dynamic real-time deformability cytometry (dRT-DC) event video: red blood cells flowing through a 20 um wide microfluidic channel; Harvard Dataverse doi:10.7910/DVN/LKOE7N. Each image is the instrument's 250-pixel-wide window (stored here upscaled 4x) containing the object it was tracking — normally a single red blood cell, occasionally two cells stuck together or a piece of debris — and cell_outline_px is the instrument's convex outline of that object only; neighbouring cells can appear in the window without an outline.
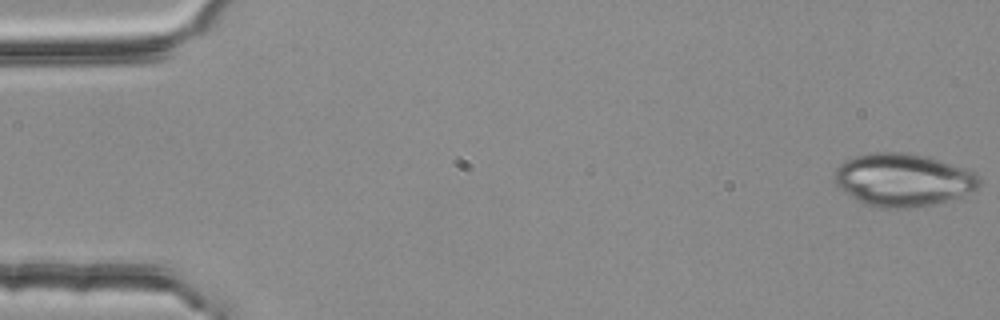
{"species": "common noctule bat (a hibernating species)", "species_latin": "Nyctalus noctula", "temperature_condition": "room temperature", "stored_images_in_passage": 4, "camera_frame_rate_fps": 3000, "um_per_image_px": 0.085, "animal": {"sex": "female", "body_mass_g": 25.1}, "frame": {"image": 1, "passage_image": 1, "time_ms": 0.0, "image_size_px": [1000, 320], "cell_outline_px": [[980, 184], [976, 188], [960, 196], [932, 204], [908, 208], [876, 208], [864, 204], [844, 192], [836, 184], [836, 168], [844, 160], [856, 156], [872, 152], [904, 152], [928, 156], [976, 172], [980, 176]], "centroid_in_image_um": [76.75, 15.28], "position_along_channel_um": 8.3, "area_um2": 44.45}}